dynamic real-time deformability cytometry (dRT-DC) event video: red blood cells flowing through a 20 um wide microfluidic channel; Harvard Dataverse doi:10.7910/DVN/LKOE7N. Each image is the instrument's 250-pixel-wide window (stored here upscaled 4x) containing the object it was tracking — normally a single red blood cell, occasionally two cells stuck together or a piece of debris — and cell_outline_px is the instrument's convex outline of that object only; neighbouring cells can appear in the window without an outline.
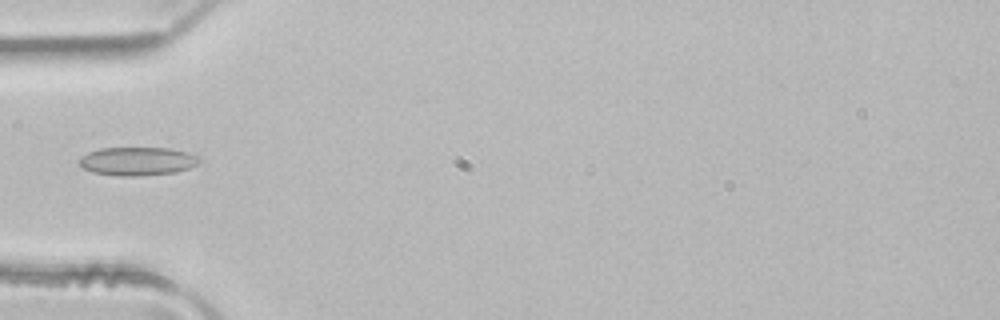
{"species": "common noctule bat (a hibernating species)", "species_latin": "Nyctalus noctula", "temperature_condition": "room temperature", "stored_images_in_passage": 4, "camera_frame_rate_fps": 3000, "um_per_image_px": 0.085, "animal": {"sex": "male", "body_mass_g": 21.5, "forearm_length_mm": 52.0}, "frame": {"image": 1, "passage_image": 4, "time_ms": 1.0, "image_size_px": [1000, 320], "cell_outline_px": [[200, 160], [196, 164], [188, 168], [176, 172], [140, 176], [120, 176], [92, 172], [76, 164], [76, 160], [80, 156], [88, 152], [100, 148], [168, 148], [188, 152], [196, 156]], "centroid_in_image_um": [11.6, 13.7], "position_along_channel_um": 73.4, "area_um2": 20.0}}